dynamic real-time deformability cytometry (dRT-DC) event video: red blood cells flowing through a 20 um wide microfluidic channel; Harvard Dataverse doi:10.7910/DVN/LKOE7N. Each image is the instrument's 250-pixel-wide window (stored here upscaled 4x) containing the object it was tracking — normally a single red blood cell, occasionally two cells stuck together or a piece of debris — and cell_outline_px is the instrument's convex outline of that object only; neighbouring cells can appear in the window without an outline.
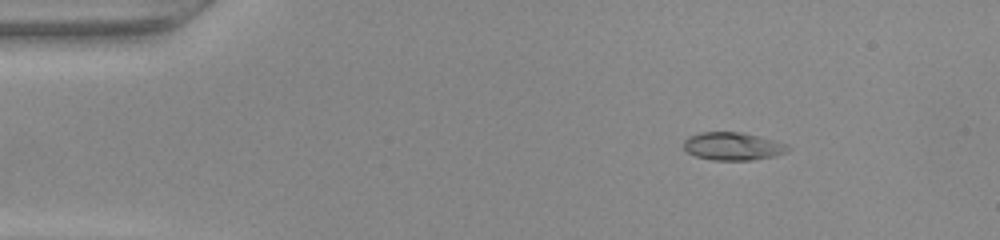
{"species": "common noctule bat (a hibernating species)", "species_latin": "Nyctalus noctula", "temperature_condition": "warm", "stored_images_in_passage": 49, "camera_frame_rate_fps": 3000, "um_per_image_px": 0.085, "animal": {"sex": "female", "body_mass_g": 22.0, "forearm_length_mm": 56.7}, "frame": {"image": 1, "passage_image": 7, "time_ms": 2.0, "image_size_px": [1000, 240], "cell_outline_px": [[792, 148], [788, 152], [776, 156], [752, 160], [712, 160], [696, 156], [688, 152], [684, 148], [684, 140], [688, 136], [700, 132], [740, 132], [776, 140], [788, 144]], "centroid_in_image_um": [62.34, 12.43], "position_along_channel_um": 22.7, "area_um2": 17.17}}
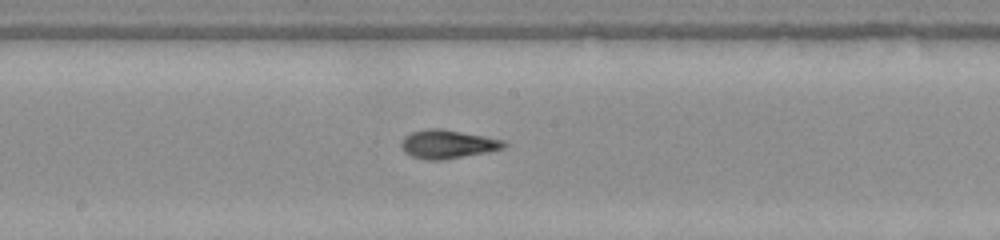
{"frame": {"image": 2, "passage_image": 26, "time_ms": 8.333, "image_size_px": [1000, 240], "cell_outline_px": [[508, 144], [504, 148], [488, 152], [444, 160], [428, 160], [412, 156], [404, 152], [400, 144], [404, 136], [412, 132], [428, 128], [440, 128], [484, 136], [504, 140]], "centroid_in_image_um": [38.05, 12.26], "position_along_channel_um": 210.1, "area_um2": 17.17}}
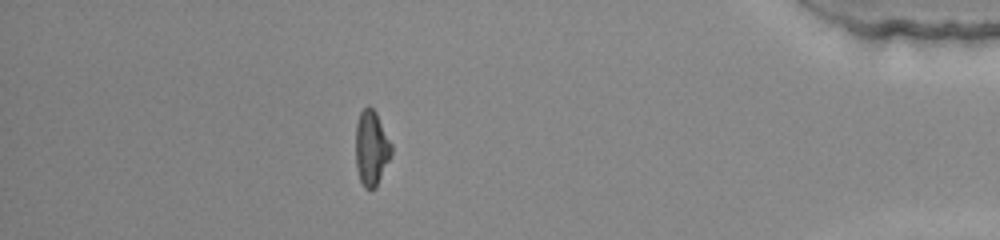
{"frame": {"image": 3, "passage_image": 43, "time_ms": 14.0, "image_size_px": [1000, 240], "cell_outline_px": [[392, 152], [376, 188], [364, 188], [360, 180], [356, 168], [356, 124], [360, 112], [368, 104], [376, 112], [392, 144]], "centroid_in_image_um": [31.56, 12.57], "position_along_channel_um": 403.6, "area_um2": 15.61}}